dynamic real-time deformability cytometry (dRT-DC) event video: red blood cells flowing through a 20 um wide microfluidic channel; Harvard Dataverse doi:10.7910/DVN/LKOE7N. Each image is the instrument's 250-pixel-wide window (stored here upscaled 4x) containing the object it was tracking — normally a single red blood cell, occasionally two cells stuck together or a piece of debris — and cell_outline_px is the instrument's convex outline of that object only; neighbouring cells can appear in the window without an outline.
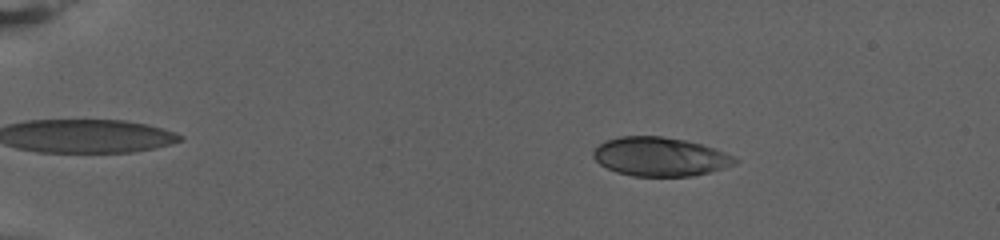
{"species": "human", "species_latin": "Homo sapiens", "temperature_condition": "warm", "stored_images_in_passage": 76, "camera_frame_rate_fps": 3000, "um_per_image_px": 0.085, "donor": {"sex": "female"}, "frame": {"image": 1, "passage_image": 14, "time_ms": 4.333, "image_size_px": [1000, 240], "cell_outline_px": [[740, 160], [736, 164], [724, 168], [692, 176], [632, 176], [616, 172], [600, 164], [592, 156], [592, 152], [604, 140], [620, 136], [660, 136], [684, 140], [700, 144], [724, 152]], "centroid_in_image_um": [56.08, 13.32], "position_along_channel_um": 28.9, "area_um2": 31.96}}
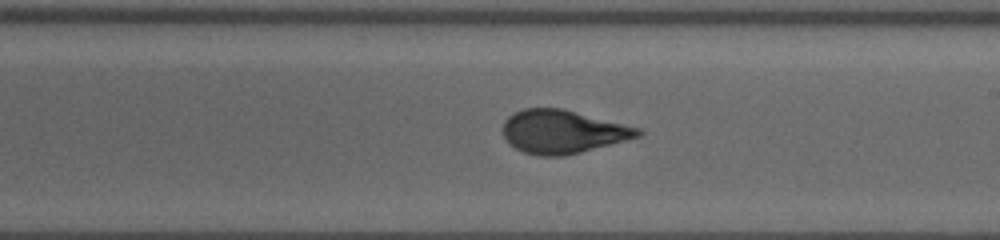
{"frame": {"image": 2, "passage_image": 47, "time_ms": 15.333, "image_size_px": [1000, 240], "cell_outline_px": [[644, 132], [640, 136], [580, 152], [564, 156], [536, 156], [524, 152], [508, 144], [504, 136], [504, 120], [508, 116], [524, 108], [560, 108], [640, 128]], "centroid_in_image_um": [47.8, 11.2], "position_along_channel_um": 241.2, "area_um2": 33.76}}
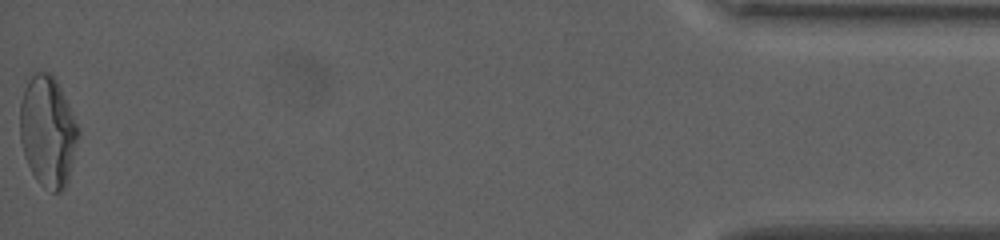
{"frame": {"image": 3, "passage_image": 76, "time_ms": 25.0, "image_size_px": [1000, 240], "cell_outline_px": [[80, 132], [68, 180], [64, 188], [60, 192], [52, 192], [44, 188], [36, 180], [24, 156], [20, 140], [20, 100], [24, 88], [28, 80], [36, 72], [44, 68], [56, 80], [80, 128]], "centroid_in_image_um": [4.06, 11.17], "position_along_channel_um": 431.1, "area_um2": 37.86}, "authors_computed_cell_mechanics": {"area_um2": 33.9286, "velocity_mm_per_s": 2.8126, "shape_relaxation_time_tau1_ms": 10.0466, "shape_relaxation_time_tau2_ms": null, "deformation_change_tau1": 0.2689, "deformation_change_tau2": null}}